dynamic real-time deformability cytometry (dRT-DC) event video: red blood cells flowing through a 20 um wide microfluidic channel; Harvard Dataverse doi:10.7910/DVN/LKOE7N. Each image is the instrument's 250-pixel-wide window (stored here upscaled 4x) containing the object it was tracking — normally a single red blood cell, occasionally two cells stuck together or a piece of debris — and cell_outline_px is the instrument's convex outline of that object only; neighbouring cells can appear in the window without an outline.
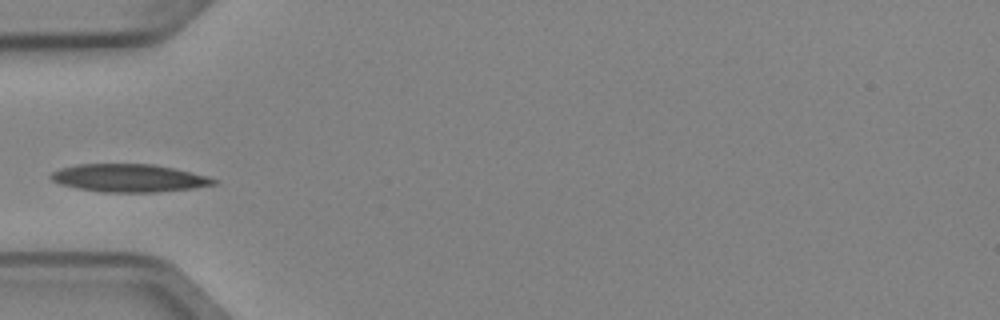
{"species": "Egyptian fruit bat (a non-hibernating species)", "species_latin": "Rousettus aegyptiacus", "temperature_condition": "cold", "stored_images_in_passage": 3, "camera_frame_rate_fps": 3000, "um_per_image_px": 0.085, "animal": {"sex": "female"}, "frame": {"image": 1, "passage_image": 2, "time_ms": 0.333, "image_size_px": [1000, 320], "cell_outline_px": [[220, 180], [216, 184], [192, 188], [156, 192], [100, 192], [76, 188], [60, 184], [52, 180], [48, 176], [52, 172], [60, 168], [80, 164], [152, 164], [172, 168], [208, 176]], "centroid_in_image_um": [10.95, 15.14], "position_along_channel_um": 74.1, "area_um2": 26.41}}
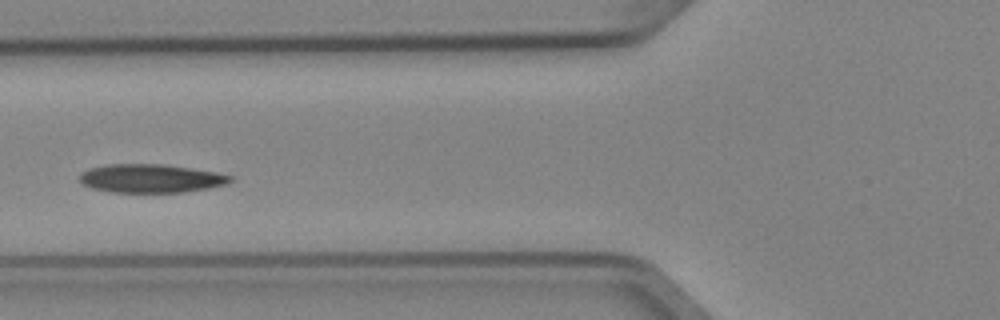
{"frame": {"image": 2, "passage_image": 3, "time_ms": 0.667, "image_size_px": [1000, 320], "cell_outline_px": [[232, 180], [224, 184], [208, 188], [184, 192], [112, 192], [92, 188], [84, 184], [80, 180], [80, 176], [88, 168], [108, 164], [164, 164], [216, 172], [232, 176]], "centroid_in_image_um": [12.82, 15.16], "position_along_channel_um": 113.0, "area_um2": 24.8}}